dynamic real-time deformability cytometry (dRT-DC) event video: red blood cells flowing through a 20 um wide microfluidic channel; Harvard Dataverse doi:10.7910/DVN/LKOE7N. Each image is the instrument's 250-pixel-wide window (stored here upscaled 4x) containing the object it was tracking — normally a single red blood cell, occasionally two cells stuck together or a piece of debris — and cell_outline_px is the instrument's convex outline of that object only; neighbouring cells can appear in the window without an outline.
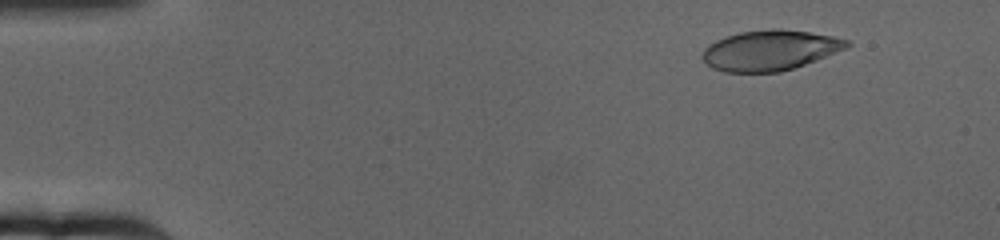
{"species": "human", "species_latin": "Homo sapiens", "temperature_condition": "cold", "stored_images_in_passage": 64, "camera_frame_rate_fps": 3000, "um_per_image_px": 0.085, "donor": {"sex": "female"}, "frame": {"image": 1, "passage_image": 7, "time_ms": 2.0, "image_size_px": [1000, 240], "cell_outline_px": [[852, 44], [844, 48], [816, 60], [780, 72], [724, 72], [712, 68], [700, 56], [704, 48], [708, 44], [724, 36], [740, 32], [772, 28], [776, 28], [808, 32], [832, 36], [848, 40]], "centroid_in_image_um": [65.38, 4.27], "position_along_channel_um": 19.6, "area_um2": 33.76}}
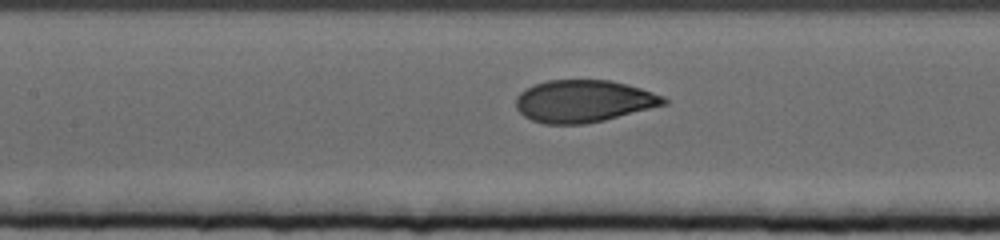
{"frame": {"image": 2, "passage_image": 30, "time_ms": 9.667, "image_size_px": [1000, 240], "cell_outline_px": [[668, 104], [604, 120], [584, 124], [544, 124], [532, 120], [524, 116], [516, 108], [516, 96], [524, 88], [548, 80], [612, 80], [640, 88], [664, 96], [668, 100]], "centroid_in_image_um": [49.6, 8.6], "position_along_channel_um": 157.8, "area_um2": 36.47}}
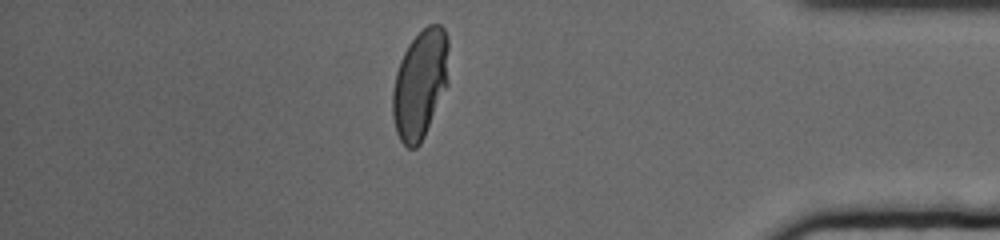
{"frame": {"image": 3, "passage_image": 56, "time_ms": 18.333, "image_size_px": [1000, 240], "cell_outline_px": [[448, 84], [424, 136], [420, 144], [416, 148], [408, 148], [400, 140], [396, 132], [392, 116], [392, 92], [396, 72], [400, 60], [408, 44], [428, 24], [440, 24], [444, 28], [448, 36]], "centroid_in_image_um": [35.71, 7.14], "position_along_channel_um": 399.5, "area_um2": 35.78}, "authors_computed_cell_mechanics": {"area_um2": 36.0961, "velocity_mm_per_s": 3.1468, "shape_relaxation_time_tau1_ms": 5.1241, "shape_relaxation_time_tau2_ms": null, "deformation_change_tau1": 0.1796, "deformation_change_tau2": null}}